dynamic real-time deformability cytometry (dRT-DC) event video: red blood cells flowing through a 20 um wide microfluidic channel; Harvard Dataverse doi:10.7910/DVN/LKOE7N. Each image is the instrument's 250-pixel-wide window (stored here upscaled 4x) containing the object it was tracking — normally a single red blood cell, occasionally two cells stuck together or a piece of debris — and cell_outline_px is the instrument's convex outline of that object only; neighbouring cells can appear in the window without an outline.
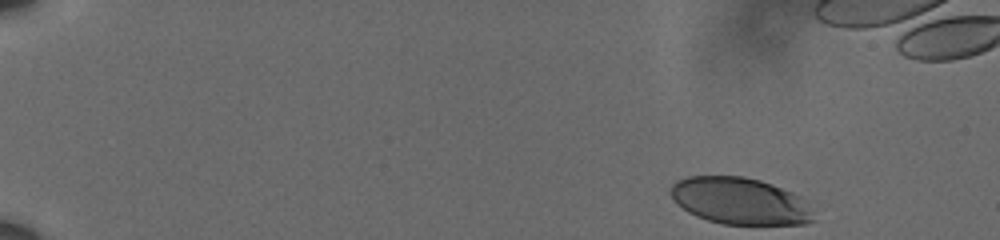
{"species": "human", "species_latin": "Homo sapiens", "temperature_condition": "cold", "stored_images_in_passage": 49, "camera_frame_rate_fps": 3000, "um_per_image_px": 0.085, "donor": {"sex": "male"}, "frame": {"image": 1, "passage_image": 1, "time_ms": 0.0, "image_size_px": [1000, 240], "cell_outline_px": [[816, 220], [804, 224], [724, 224], [708, 220], [696, 216], [688, 212], [668, 192], [668, 188], [676, 180], [688, 176], [744, 176], [760, 180], [772, 184], [792, 192], [800, 196]], "centroid_in_image_um": [62.86, 17.07], "position_along_channel_um": 22.1, "area_um2": 38.78}}
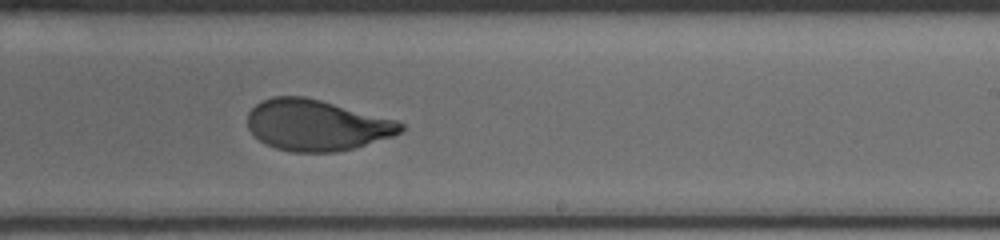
{"frame": {"image": 2, "passage_image": 33, "time_ms": 10.667, "image_size_px": [1000, 240], "cell_outline_px": [[404, 128], [400, 132], [392, 136], [352, 148], [336, 152], [292, 152], [276, 148], [264, 144], [248, 128], [248, 112], [256, 104], [272, 96], [304, 96], [400, 120], [404, 124]], "centroid_in_image_um": [26.92, 10.63], "position_along_channel_um": 262.1, "area_um2": 45.49}}
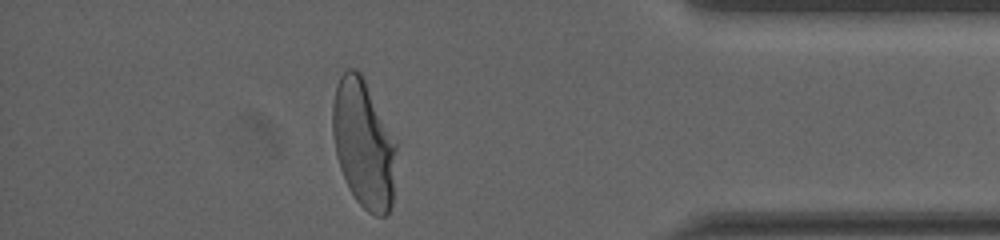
{"frame": {"image": 3, "passage_image": 47, "time_ms": 15.333, "image_size_px": [1000, 240], "cell_outline_px": [[396, 148], [392, 204], [388, 216], [376, 216], [368, 212], [356, 200], [348, 188], [340, 168], [336, 156], [332, 132], [332, 104], [336, 88], [340, 76], [348, 68], [356, 68], [360, 72], [396, 144]], "centroid_in_image_um": [30.88, 12.27], "position_along_channel_um": 404.3, "area_um2": 47.11}}